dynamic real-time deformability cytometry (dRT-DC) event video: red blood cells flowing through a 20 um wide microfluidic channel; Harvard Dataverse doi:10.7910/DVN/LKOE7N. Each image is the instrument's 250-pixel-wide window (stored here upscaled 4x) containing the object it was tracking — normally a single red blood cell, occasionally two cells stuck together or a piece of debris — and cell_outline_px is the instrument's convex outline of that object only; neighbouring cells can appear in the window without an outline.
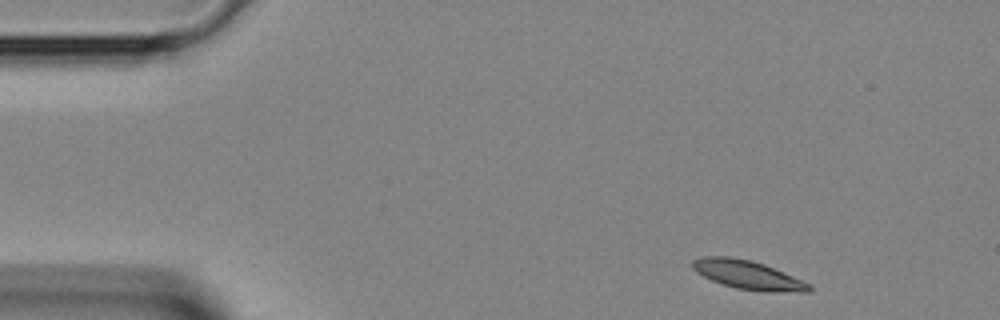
{"species": "Egyptian fruit bat (a non-hibernating species)", "species_latin": "Rousettus aegyptiacus", "temperature_condition": "room temperature", "stored_images_in_passage": 3, "camera_frame_rate_fps": 3000, "um_per_image_px": 0.085, "animal": {"sex": "female"}, "frame": {"image": 1, "passage_image": 1, "time_ms": 0.0, "image_size_px": [1000, 320], "cell_outline_px": [[812, 288], [808, 292], [764, 292], [736, 288], [720, 284], [696, 272], [692, 268], [692, 260], [700, 256], [732, 256], [752, 260], [764, 264], [812, 284]], "centroid_in_image_um": [63.56, 23.36], "position_along_channel_um": 21.4, "area_um2": 19.83}}